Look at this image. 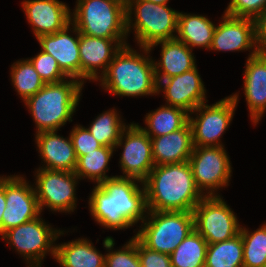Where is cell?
<instances>
[{"label":"cell","instance_id":"34","mask_svg":"<svg viewBox=\"0 0 266 267\" xmlns=\"http://www.w3.org/2000/svg\"><path fill=\"white\" fill-rule=\"evenodd\" d=\"M33 64L40 78L46 83H57L69 77L61 70L57 60L50 54L40 51L32 58H28Z\"/></svg>","mask_w":266,"mask_h":267},{"label":"cell","instance_id":"2","mask_svg":"<svg viewBox=\"0 0 266 267\" xmlns=\"http://www.w3.org/2000/svg\"><path fill=\"white\" fill-rule=\"evenodd\" d=\"M143 184L148 211L193 212L205 197L195 184L188 161L154 166Z\"/></svg>","mask_w":266,"mask_h":267},{"label":"cell","instance_id":"10","mask_svg":"<svg viewBox=\"0 0 266 267\" xmlns=\"http://www.w3.org/2000/svg\"><path fill=\"white\" fill-rule=\"evenodd\" d=\"M188 162L203 195L219 196V188L229 185L232 167L224 146H194Z\"/></svg>","mask_w":266,"mask_h":267},{"label":"cell","instance_id":"23","mask_svg":"<svg viewBox=\"0 0 266 267\" xmlns=\"http://www.w3.org/2000/svg\"><path fill=\"white\" fill-rule=\"evenodd\" d=\"M160 45V60H154L156 80H164L195 68L196 59L192 49L178 39L159 41L152 44L149 50Z\"/></svg>","mask_w":266,"mask_h":267},{"label":"cell","instance_id":"26","mask_svg":"<svg viewBox=\"0 0 266 267\" xmlns=\"http://www.w3.org/2000/svg\"><path fill=\"white\" fill-rule=\"evenodd\" d=\"M189 121V113L179 107L162 105L145 117V126L140 128L150 137L166 135L181 129Z\"/></svg>","mask_w":266,"mask_h":267},{"label":"cell","instance_id":"11","mask_svg":"<svg viewBox=\"0 0 266 267\" xmlns=\"http://www.w3.org/2000/svg\"><path fill=\"white\" fill-rule=\"evenodd\" d=\"M194 229L208 244L232 239L240 232L234 211L222 196H205L193 209Z\"/></svg>","mask_w":266,"mask_h":267},{"label":"cell","instance_id":"7","mask_svg":"<svg viewBox=\"0 0 266 267\" xmlns=\"http://www.w3.org/2000/svg\"><path fill=\"white\" fill-rule=\"evenodd\" d=\"M134 235L145 247L170 255L194 230L193 212L148 211Z\"/></svg>","mask_w":266,"mask_h":267},{"label":"cell","instance_id":"18","mask_svg":"<svg viewBox=\"0 0 266 267\" xmlns=\"http://www.w3.org/2000/svg\"><path fill=\"white\" fill-rule=\"evenodd\" d=\"M21 5L36 39L61 31L71 23L70 8L62 1L24 0Z\"/></svg>","mask_w":266,"mask_h":267},{"label":"cell","instance_id":"1","mask_svg":"<svg viewBox=\"0 0 266 267\" xmlns=\"http://www.w3.org/2000/svg\"><path fill=\"white\" fill-rule=\"evenodd\" d=\"M88 199L91 216L108 230L128 229L148 212L144 184L133 178L107 179L94 186Z\"/></svg>","mask_w":266,"mask_h":267},{"label":"cell","instance_id":"33","mask_svg":"<svg viewBox=\"0 0 266 267\" xmlns=\"http://www.w3.org/2000/svg\"><path fill=\"white\" fill-rule=\"evenodd\" d=\"M115 241L111 236L103 240L105 253V267H141L137 252V238L133 236L118 250L113 251Z\"/></svg>","mask_w":266,"mask_h":267},{"label":"cell","instance_id":"19","mask_svg":"<svg viewBox=\"0 0 266 267\" xmlns=\"http://www.w3.org/2000/svg\"><path fill=\"white\" fill-rule=\"evenodd\" d=\"M37 41L41 50L52 55L68 77L80 80L79 31L72 23L61 31L40 36Z\"/></svg>","mask_w":266,"mask_h":267},{"label":"cell","instance_id":"28","mask_svg":"<svg viewBox=\"0 0 266 267\" xmlns=\"http://www.w3.org/2000/svg\"><path fill=\"white\" fill-rule=\"evenodd\" d=\"M207 241L194 229L169 255L172 267H205Z\"/></svg>","mask_w":266,"mask_h":267},{"label":"cell","instance_id":"8","mask_svg":"<svg viewBox=\"0 0 266 267\" xmlns=\"http://www.w3.org/2000/svg\"><path fill=\"white\" fill-rule=\"evenodd\" d=\"M41 217L40 214L37 218L11 228L2 237L7 245L24 257L26 264H42L47 254L55 259V241L65 234L64 230L54 229Z\"/></svg>","mask_w":266,"mask_h":267},{"label":"cell","instance_id":"41","mask_svg":"<svg viewBox=\"0 0 266 267\" xmlns=\"http://www.w3.org/2000/svg\"><path fill=\"white\" fill-rule=\"evenodd\" d=\"M42 265L41 264H29L28 267H41Z\"/></svg>","mask_w":266,"mask_h":267},{"label":"cell","instance_id":"3","mask_svg":"<svg viewBox=\"0 0 266 267\" xmlns=\"http://www.w3.org/2000/svg\"><path fill=\"white\" fill-rule=\"evenodd\" d=\"M140 49L142 54L127 44L115 54L106 72L98 79L109 94L122 97L158 94L154 61L148 55L150 50L146 47Z\"/></svg>","mask_w":266,"mask_h":267},{"label":"cell","instance_id":"6","mask_svg":"<svg viewBox=\"0 0 266 267\" xmlns=\"http://www.w3.org/2000/svg\"><path fill=\"white\" fill-rule=\"evenodd\" d=\"M126 14L127 34H130L131 29L134 30L139 47L149 48L156 42L176 37L179 11L167 4L126 0Z\"/></svg>","mask_w":266,"mask_h":267},{"label":"cell","instance_id":"27","mask_svg":"<svg viewBox=\"0 0 266 267\" xmlns=\"http://www.w3.org/2000/svg\"><path fill=\"white\" fill-rule=\"evenodd\" d=\"M115 148L102 146L94 151L88 152L86 155L77 157V164L74 173L78 176L79 180L88 179L96 183L102 184L107 179L115 176H107L109 171V162L113 156Z\"/></svg>","mask_w":266,"mask_h":267},{"label":"cell","instance_id":"40","mask_svg":"<svg viewBox=\"0 0 266 267\" xmlns=\"http://www.w3.org/2000/svg\"><path fill=\"white\" fill-rule=\"evenodd\" d=\"M153 3L157 4H167L169 0H147Z\"/></svg>","mask_w":266,"mask_h":267},{"label":"cell","instance_id":"35","mask_svg":"<svg viewBox=\"0 0 266 267\" xmlns=\"http://www.w3.org/2000/svg\"><path fill=\"white\" fill-rule=\"evenodd\" d=\"M266 11V0H231L225 14L257 20Z\"/></svg>","mask_w":266,"mask_h":267},{"label":"cell","instance_id":"14","mask_svg":"<svg viewBox=\"0 0 266 267\" xmlns=\"http://www.w3.org/2000/svg\"><path fill=\"white\" fill-rule=\"evenodd\" d=\"M21 175L5 176L6 209L3 213V235L11 228L37 218L40 208L35 188Z\"/></svg>","mask_w":266,"mask_h":267},{"label":"cell","instance_id":"15","mask_svg":"<svg viewBox=\"0 0 266 267\" xmlns=\"http://www.w3.org/2000/svg\"><path fill=\"white\" fill-rule=\"evenodd\" d=\"M216 26L210 50L214 51H251L248 57L258 54L257 24L250 18L234 17L223 14Z\"/></svg>","mask_w":266,"mask_h":267},{"label":"cell","instance_id":"31","mask_svg":"<svg viewBox=\"0 0 266 267\" xmlns=\"http://www.w3.org/2000/svg\"><path fill=\"white\" fill-rule=\"evenodd\" d=\"M11 67L12 85L24 102L45 85V82L40 78L39 73L28 58L26 60L24 58L23 60H17Z\"/></svg>","mask_w":266,"mask_h":267},{"label":"cell","instance_id":"17","mask_svg":"<svg viewBox=\"0 0 266 267\" xmlns=\"http://www.w3.org/2000/svg\"><path fill=\"white\" fill-rule=\"evenodd\" d=\"M197 66L190 71L164 80H157V92H163L166 105L179 107L191 113L206 100L205 85Z\"/></svg>","mask_w":266,"mask_h":267},{"label":"cell","instance_id":"39","mask_svg":"<svg viewBox=\"0 0 266 267\" xmlns=\"http://www.w3.org/2000/svg\"><path fill=\"white\" fill-rule=\"evenodd\" d=\"M6 209V198H5V176H0V236L3 237V222L2 217Z\"/></svg>","mask_w":266,"mask_h":267},{"label":"cell","instance_id":"12","mask_svg":"<svg viewBox=\"0 0 266 267\" xmlns=\"http://www.w3.org/2000/svg\"><path fill=\"white\" fill-rule=\"evenodd\" d=\"M35 174L34 187L41 213L45 208L53 212H74L77 207L75 192L79 179L74 172L38 168Z\"/></svg>","mask_w":266,"mask_h":267},{"label":"cell","instance_id":"9","mask_svg":"<svg viewBox=\"0 0 266 267\" xmlns=\"http://www.w3.org/2000/svg\"><path fill=\"white\" fill-rule=\"evenodd\" d=\"M238 103L239 93H234L212 105L205 102L189 113L193 146H224L220 138L228 129Z\"/></svg>","mask_w":266,"mask_h":267},{"label":"cell","instance_id":"16","mask_svg":"<svg viewBox=\"0 0 266 267\" xmlns=\"http://www.w3.org/2000/svg\"><path fill=\"white\" fill-rule=\"evenodd\" d=\"M127 42V39H104L79 32L80 81L83 84L85 80L98 81Z\"/></svg>","mask_w":266,"mask_h":267},{"label":"cell","instance_id":"25","mask_svg":"<svg viewBox=\"0 0 266 267\" xmlns=\"http://www.w3.org/2000/svg\"><path fill=\"white\" fill-rule=\"evenodd\" d=\"M216 25L206 16L179 12L176 39L193 47L210 50Z\"/></svg>","mask_w":266,"mask_h":267},{"label":"cell","instance_id":"20","mask_svg":"<svg viewBox=\"0 0 266 267\" xmlns=\"http://www.w3.org/2000/svg\"><path fill=\"white\" fill-rule=\"evenodd\" d=\"M35 142L44 164L39 168L74 172L77 164L70 138L57 135V130L36 133Z\"/></svg>","mask_w":266,"mask_h":267},{"label":"cell","instance_id":"29","mask_svg":"<svg viewBox=\"0 0 266 267\" xmlns=\"http://www.w3.org/2000/svg\"><path fill=\"white\" fill-rule=\"evenodd\" d=\"M205 267H244L241 234L226 241L208 244Z\"/></svg>","mask_w":266,"mask_h":267},{"label":"cell","instance_id":"32","mask_svg":"<svg viewBox=\"0 0 266 267\" xmlns=\"http://www.w3.org/2000/svg\"><path fill=\"white\" fill-rule=\"evenodd\" d=\"M243 241V266L266 267V223L255 231H249L241 225Z\"/></svg>","mask_w":266,"mask_h":267},{"label":"cell","instance_id":"38","mask_svg":"<svg viewBox=\"0 0 266 267\" xmlns=\"http://www.w3.org/2000/svg\"><path fill=\"white\" fill-rule=\"evenodd\" d=\"M258 54L266 56V11L256 20Z\"/></svg>","mask_w":266,"mask_h":267},{"label":"cell","instance_id":"5","mask_svg":"<svg viewBox=\"0 0 266 267\" xmlns=\"http://www.w3.org/2000/svg\"><path fill=\"white\" fill-rule=\"evenodd\" d=\"M71 23L91 37L127 39L126 0H77Z\"/></svg>","mask_w":266,"mask_h":267},{"label":"cell","instance_id":"36","mask_svg":"<svg viewBox=\"0 0 266 267\" xmlns=\"http://www.w3.org/2000/svg\"><path fill=\"white\" fill-rule=\"evenodd\" d=\"M76 157L86 155L88 152L94 151L103 145L98 142L87 128L81 125L73 126L69 133Z\"/></svg>","mask_w":266,"mask_h":267},{"label":"cell","instance_id":"22","mask_svg":"<svg viewBox=\"0 0 266 267\" xmlns=\"http://www.w3.org/2000/svg\"><path fill=\"white\" fill-rule=\"evenodd\" d=\"M151 142L155 166L189 161L194 147L191 125L188 121L181 129L152 137Z\"/></svg>","mask_w":266,"mask_h":267},{"label":"cell","instance_id":"30","mask_svg":"<svg viewBox=\"0 0 266 267\" xmlns=\"http://www.w3.org/2000/svg\"><path fill=\"white\" fill-rule=\"evenodd\" d=\"M121 118L116 109L111 108L98 115L86 128L103 146L114 148L123 130L128 126Z\"/></svg>","mask_w":266,"mask_h":267},{"label":"cell","instance_id":"21","mask_svg":"<svg viewBox=\"0 0 266 267\" xmlns=\"http://www.w3.org/2000/svg\"><path fill=\"white\" fill-rule=\"evenodd\" d=\"M244 70V96L250 119L256 125L266 112V56L248 57Z\"/></svg>","mask_w":266,"mask_h":267},{"label":"cell","instance_id":"37","mask_svg":"<svg viewBox=\"0 0 266 267\" xmlns=\"http://www.w3.org/2000/svg\"><path fill=\"white\" fill-rule=\"evenodd\" d=\"M137 252L141 267H172L170 256L145 247L137 239Z\"/></svg>","mask_w":266,"mask_h":267},{"label":"cell","instance_id":"4","mask_svg":"<svg viewBox=\"0 0 266 267\" xmlns=\"http://www.w3.org/2000/svg\"><path fill=\"white\" fill-rule=\"evenodd\" d=\"M84 84L75 78L57 83H46L24 103L36 126V133L60 130L72 116L79 104Z\"/></svg>","mask_w":266,"mask_h":267},{"label":"cell","instance_id":"13","mask_svg":"<svg viewBox=\"0 0 266 267\" xmlns=\"http://www.w3.org/2000/svg\"><path fill=\"white\" fill-rule=\"evenodd\" d=\"M123 147L120 156L121 178H133L144 182L154 168L151 138L140 128L138 123H130L122 132L115 145Z\"/></svg>","mask_w":266,"mask_h":267},{"label":"cell","instance_id":"24","mask_svg":"<svg viewBox=\"0 0 266 267\" xmlns=\"http://www.w3.org/2000/svg\"><path fill=\"white\" fill-rule=\"evenodd\" d=\"M54 260L61 267H105V254L86 238L56 244Z\"/></svg>","mask_w":266,"mask_h":267}]
</instances>
